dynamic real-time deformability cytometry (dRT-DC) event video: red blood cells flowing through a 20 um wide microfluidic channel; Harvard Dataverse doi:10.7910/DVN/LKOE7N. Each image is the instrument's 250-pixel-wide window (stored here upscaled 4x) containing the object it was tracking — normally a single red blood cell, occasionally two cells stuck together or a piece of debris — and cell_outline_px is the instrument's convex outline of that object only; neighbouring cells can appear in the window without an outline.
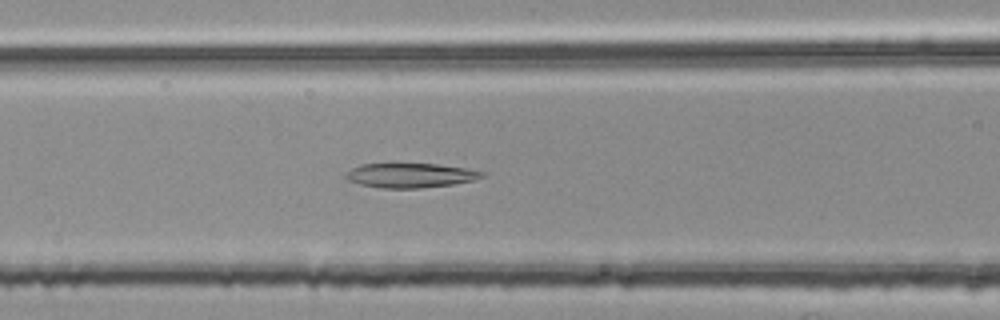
{"species": "common noctule bat (a hibernating species)", "species_latin": "Nyctalus noctula", "temperature_condition": "room temperature", "stored_images_in_passage": 53, "segment_of_instrument_passage": [2, 2], "camera_frame_rate_fps": 3000, "um_per_image_px": 0.085, "animal": {"sex": "female", "body_mass_g": 25.1}, "frame": {"image": 1, "passage_image": 22, "time_ms": 7.0, "image_size_px": [1000, 320], "cell_outline_px": [[488, 172], [484, 176], [472, 180], [452, 184], [420, 188], [384, 188], [360, 184], [348, 180], [344, 176], [352, 168], [360, 164], [436, 164], [464, 168]], "centroid_in_image_um": [34.89, 14.9], "position_along_channel_um": 131.7, "area_um2": 19.19}}
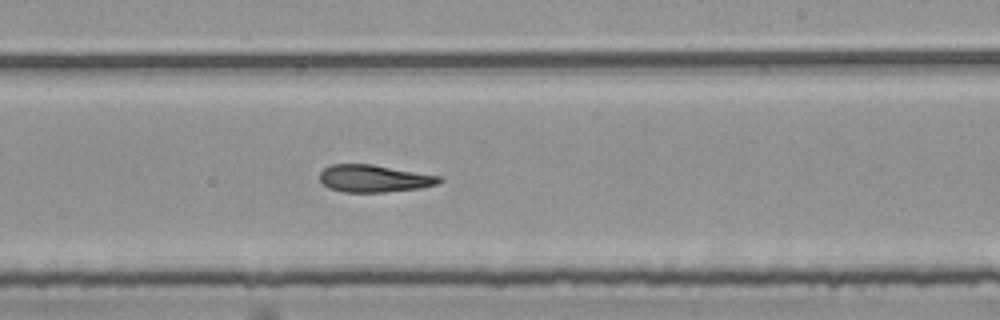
{"frame": {"image": 2, "passage_image": 32, "time_ms": 10.333, "image_size_px": [1000, 320], "cell_outline_px": [[444, 180], [436, 184], [420, 188], [384, 192], [344, 192], [328, 188], [320, 180], [320, 172], [324, 168], [332, 164], [372, 164], [440, 176]], "centroid_in_image_um": [31.78, 15.17], "position_along_channel_um": 257.2, "area_um2": 18.96}}
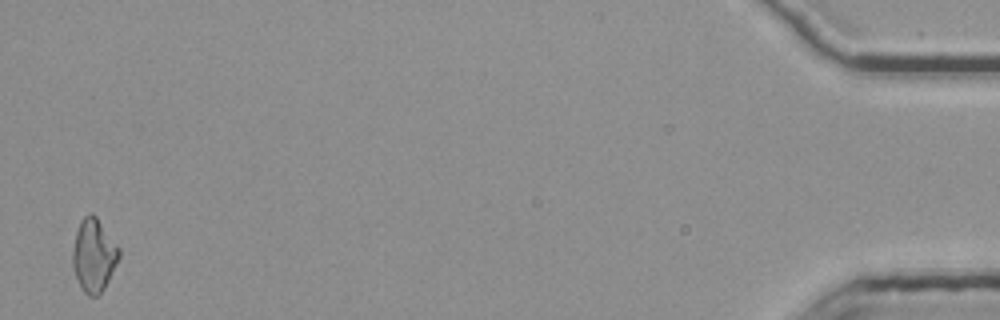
{"frame": {"image": 3, "passage_image": 53, "time_ms": 17.333, "image_size_px": [1000, 320], "cell_outline_px": [[120, 256], [100, 296], [88, 296], [80, 288], [72, 264], [72, 252], [76, 232], [80, 220], [88, 212], [92, 212], [96, 216], [120, 248]], "centroid_in_image_um": [7.96, 21.69], "position_along_channel_um": 427.2, "area_um2": 19.83}}